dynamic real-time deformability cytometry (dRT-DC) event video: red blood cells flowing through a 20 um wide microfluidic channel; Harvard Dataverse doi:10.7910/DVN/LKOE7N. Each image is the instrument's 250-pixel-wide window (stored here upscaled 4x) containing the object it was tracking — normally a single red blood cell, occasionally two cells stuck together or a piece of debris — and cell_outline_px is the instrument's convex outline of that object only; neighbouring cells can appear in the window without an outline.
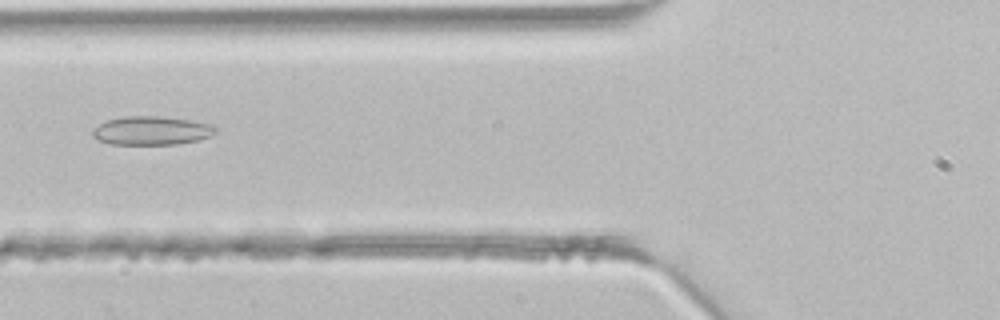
{"species": "common noctule bat (a hibernating species)", "species_latin": "Nyctalus noctula", "temperature_condition": "room temperature", "stored_images_in_passage": 36, "camera_frame_rate_fps": 3000, "um_per_image_px": 0.085, "animal": {"sex": "male", "body_mass_g": 21.5, "forearm_length_mm": 52.0}, "frame": {"image": 1, "passage_image": 10, "time_ms": 3.0, "image_size_px": [1000, 320], "cell_outline_px": [[216, 132], [208, 136], [196, 140], [176, 144], [112, 144], [96, 140], [92, 136], [92, 128], [104, 120], [124, 116], [160, 116], [192, 120], [212, 124], [216, 128]], "centroid_in_image_um": [12.81, 11.09], "position_along_channel_um": 113.0, "area_um2": 20.69}}
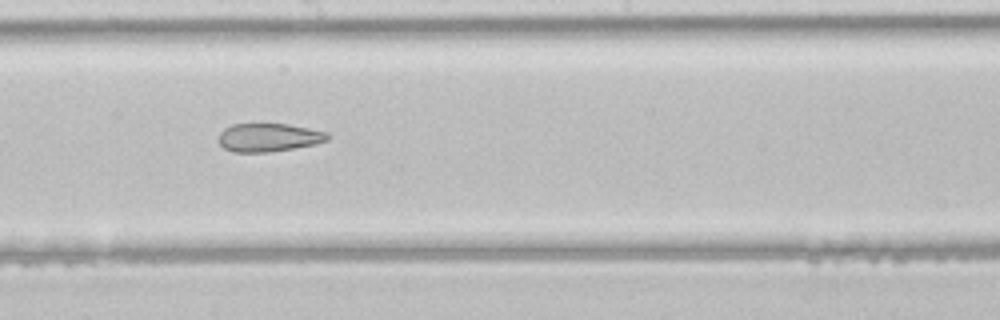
{"frame": {"image": 2, "passage_image": 17, "time_ms": 5.333, "image_size_px": [1000, 320], "cell_outline_px": [[328, 140], [316, 144], [268, 152], [232, 152], [224, 148], [216, 140], [220, 132], [224, 128], [232, 124], [288, 124], [328, 132]], "centroid_in_image_um": [22.79, 11.68], "position_along_channel_um": 225.4, "area_um2": 18.03}}
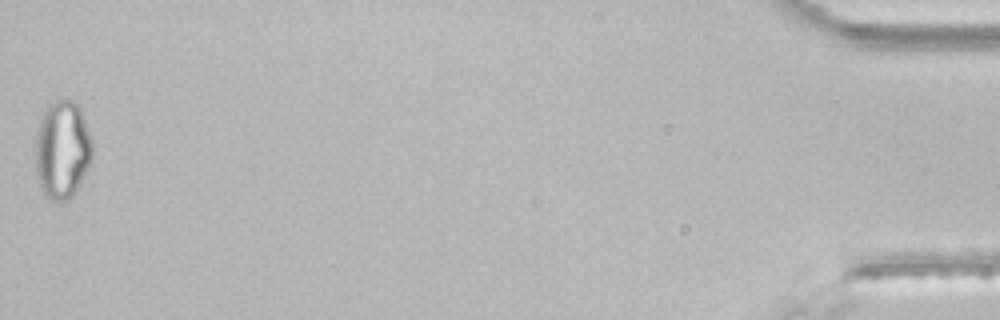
{"frame": {"image": 3, "passage_image": 36, "time_ms": 11.667, "image_size_px": [1000, 320], "cell_outline_px": [[92, 156], [72, 196], [68, 200], [56, 200], [48, 196], [44, 192], [40, 184], [36, 172], [36, 132], [40, 120], [48, 104], [52, 100], [64, 96], [80, 104], [92, 140]], "centroid_in_image_um": [5.29, 12.6], "position_along_channel_um": 429.9, "area_um2": 32.43}}